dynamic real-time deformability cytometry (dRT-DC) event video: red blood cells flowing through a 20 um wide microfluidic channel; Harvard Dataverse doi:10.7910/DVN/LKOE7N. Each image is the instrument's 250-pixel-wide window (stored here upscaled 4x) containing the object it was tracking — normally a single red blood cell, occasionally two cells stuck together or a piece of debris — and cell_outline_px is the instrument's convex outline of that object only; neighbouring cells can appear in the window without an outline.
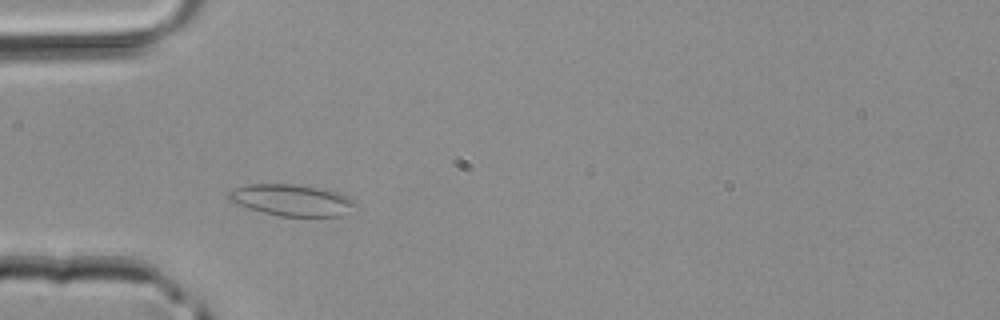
{"species": "common noctule bat (a hibernating species)", "species_latin": "Nyctalus noctula", "temperature_condition": "room temperature", "stored_images_in_passage": 3, "camera_frame_rate_fps": 3000, "um_per_image_px": 0.085, "animal": {"sex": "male", "body_mass_g": 20.4}, "frame": {"image": 1, "passage_image": 2, "time_ms": 0.333, "image_size_px": [1000, 320], "cell_outline_px": [[360, 208], [344, 216], [280, 216], [248, 208], [236, 204], [228, 200], [224, 196], [228, 192], [236, 188], [248, 184], [292, 184], [320, 188], [336, 192], [348, 196], [356, 200], [360, 204]], "centroid_in_image_um": [24.88, 17.02], "position_along_channel_um": 60.1, "area_um2": 23.76}}
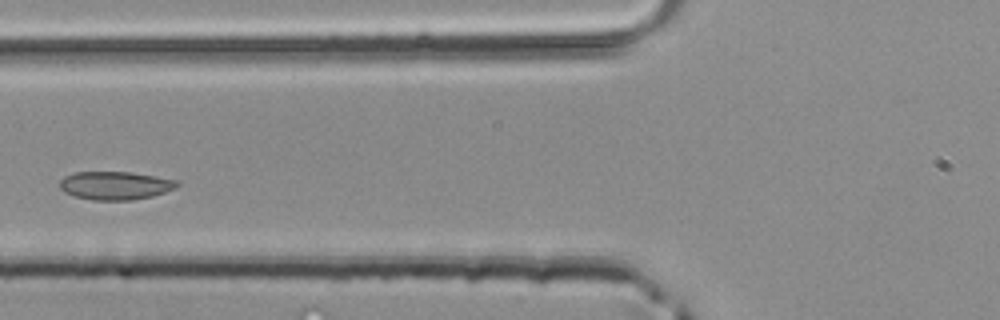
{"frame": {"image": 2, "passage_image": 3, "time_ms": 0.667, "image_size_px": [1000, 320], "cell_outline_px": [[180, 184], [176, 188], [152, 196], [132, 200], [92, 200], [76, 196], [64, 192], [60, 188], [60, 180], [64, 176], [76, 172], [132, 172], [156, 176], [176, 180]], "centroid_in_image_um": [9.8, 15.76], "position_along_channel_um": 116.0, "area_um2": 19.31}}